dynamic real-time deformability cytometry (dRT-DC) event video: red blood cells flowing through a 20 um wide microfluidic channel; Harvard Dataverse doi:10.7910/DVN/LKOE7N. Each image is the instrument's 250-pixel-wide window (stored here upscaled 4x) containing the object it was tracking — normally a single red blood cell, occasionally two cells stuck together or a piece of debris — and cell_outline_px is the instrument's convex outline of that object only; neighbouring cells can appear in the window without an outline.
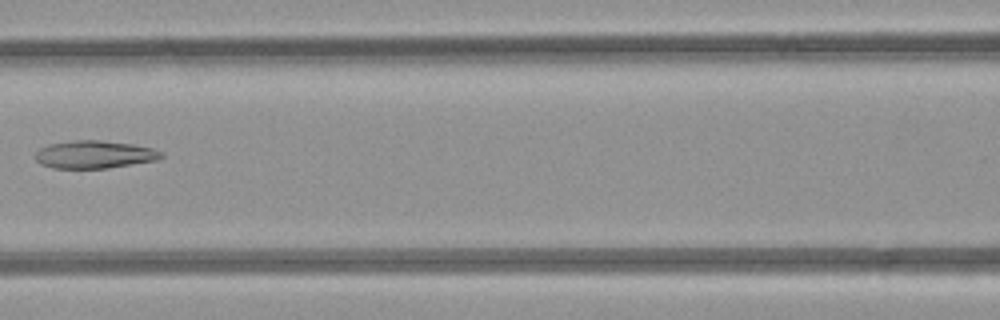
{"species": "common noctule bat (a hibernating species)", "species_latin": "Nyctalus noctula", "temperature_condition": "room temperature", "stored_images_in_passage": 7, "camera_frame_rate_fps": 3000, "um_per_image_px": 0.085, "animal": {"sex": "female", "body_mass_g": 21.9}, "frame": {"image": 1, "passage_image": 7, "time_ms": 6.667, "image_size_px": [1000, 320], "cell_outline_px": [[164, 156], [160, 160], [108, 168], [52, 168], [40, 164], [36, 160], [36, 152], [40, 148], [48, 144], [76, 140], [100, 140], [132, 144], [152, 148], [164, 152]], "centroid_in_image_um": [8.07, 13.13], "position_along_channel_um": 158.5, "area_um2": 20.52}}